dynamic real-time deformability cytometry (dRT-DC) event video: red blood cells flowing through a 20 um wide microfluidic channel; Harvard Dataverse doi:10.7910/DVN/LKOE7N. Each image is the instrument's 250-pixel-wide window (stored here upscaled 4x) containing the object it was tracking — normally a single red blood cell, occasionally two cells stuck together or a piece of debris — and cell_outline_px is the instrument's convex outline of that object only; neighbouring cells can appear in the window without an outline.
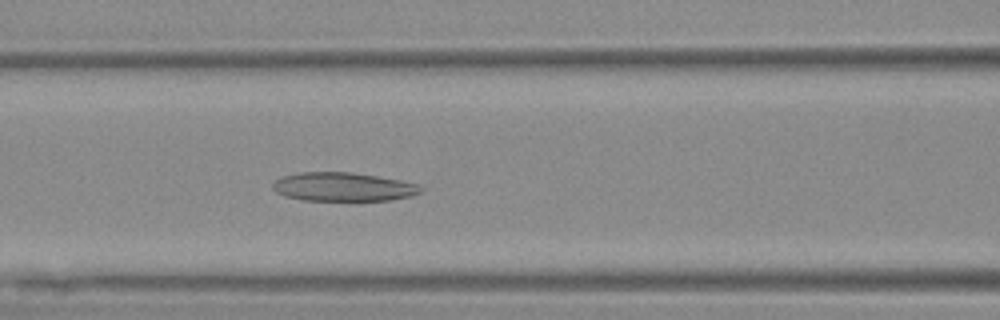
{"species": "Egyptian fruit bat (a non-hibernating species)", "species_latin": "Rousettus aegyptiacus", "temperature_condition": "warm", "stored_images_in_passage": 54, "camera_frame_rate_fps": 3000, "um_per_image_px": 0.085, "animal": {"sex": "female"}, "frame": {"image": 1, "passage_image": 21, "time_ms": 6.667, "image_size_px": [1000, 320], "cell_outline_px": [[424, 188], [420, 192], [412, 196], [392, 200], [304, 200], [284, 196], [276, 192], [272, 188], [272, 184], [276, 180], [284, 176], [300, 172], [352, 172], [400, 180], [416, 184]], "centroid_in_image_um": [29.17, 15.88], "position_along_channel_um": 137.4, "area_um2": 24.68}}
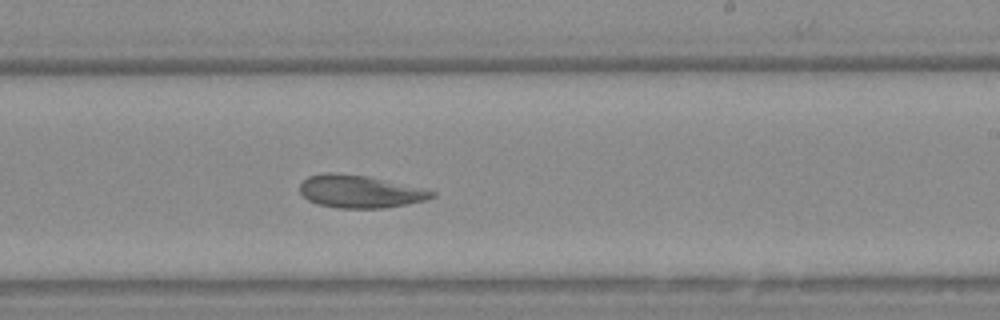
{"frame": {"image": 2, "passage_image": 31, "time_ms": 10.0, "image_size_px": [1000, 320], "cell_outline_px": [[436, 196], [424, 200], [408, 204], [384, 208], [336, 208], [320, 204], [308, 200], [300, 192], [300, 184], [308, 176], [324, 172], [336, 172], [364, 176], [436, 192]], "centroid_in_image_um": [30.53, 16.28], "position_along_channel_um": 258.5, "area_um2": 24.68}}
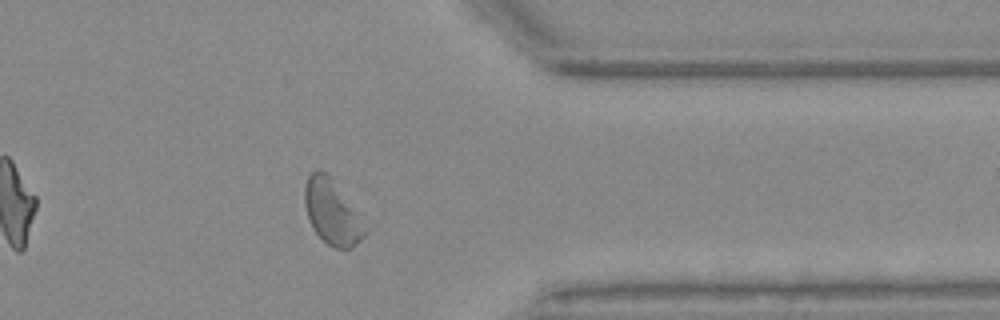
{"frame": {"image": 3, "passage_image": 42, "time_ms": 13.667, "image_size_px": [1000, 320], "cell_outline_px": [[368, 232], [352, 248], [332, 248], [312, 228], [304, 204], [304, 188], [308, 176], [312, 172], [324, 172], [332, 176], [368, 228]], "centroid_in_image_um": [28.24, 18.04], "position_along_channel_um": 383.2, "area_um2": 22.66}, "authors_computed_cell_mechanics": {"area_um2": 25.8077, "velocity_mm_per_s": 3.6445, "shape_relaxation_time_tau1_ms": null, "shape_relaxation_time_tau2_ms": 3.5366, "deformation_change_tau1": null, "deformation_change_tau2": 0.0906}}